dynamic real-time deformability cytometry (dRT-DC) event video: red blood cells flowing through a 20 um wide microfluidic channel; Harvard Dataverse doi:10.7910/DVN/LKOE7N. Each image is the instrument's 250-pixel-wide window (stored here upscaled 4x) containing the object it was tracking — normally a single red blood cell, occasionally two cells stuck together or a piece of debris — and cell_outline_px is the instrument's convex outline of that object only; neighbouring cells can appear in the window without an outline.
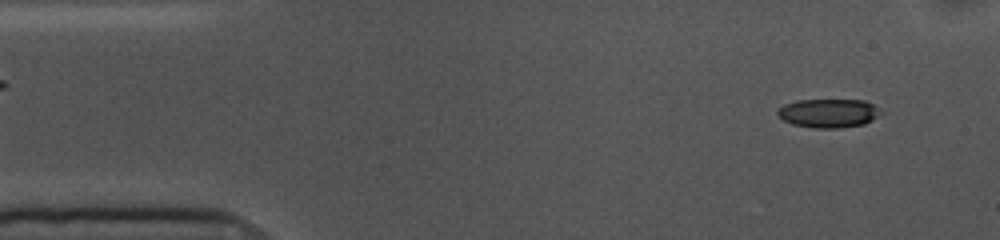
{"species": "common noctule bat (a hibernating species)", "species_latin": "Nyctalus noctula", "temperature_condition": "cold", "stored_images_in_passage": 54, "camera_frame_rate_fps": 3000, "um_per_image_px": 0.085, "animal": {"sex": "female", "body_mass_g": 10.0, "forearm_length_mm": 53.1}, "frame": {"image": 1, "passage_image": 4, "time_ms": 1.0, "image_size_px": [1000, 240], "cell_outline_px": [[884, 112], [872, 120], [864, 124], [840, 128], [816, 128], [792, 124], [784, 120], [776, 112], [784, 104], [796, 100], [864, 100], [880, 108]], "centroid_in_image_um": [70.46, 9.61], "position_along_channel_um": 14.5, "area_um2": 17.34}}
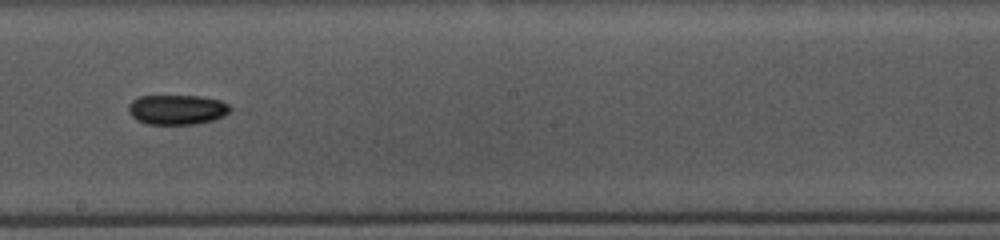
{"frame": {"image": 2, "passage_image": 29, "time_ms": 9.333, "image_size_px": [1000, 240], "cell_outline_px": [[232, 108], [224, 116], [212, 120], [196, 124], [148, 124], [136, 120], [128, 112], [128, 104], [132, 100], [140, 96], [200, 96], [220, 100], [228, 104]], "centroid_in_image_um": [15.03, 9.32], "position_along_channel_um": 233.2, "area_um2": 17.74}}
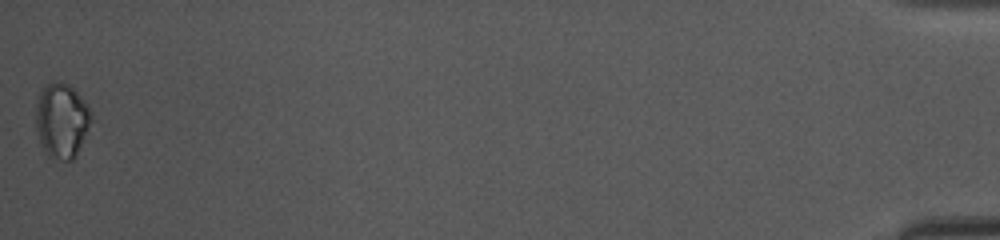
{"frame": {"image": 3, "passage_image": 54, "time_ms": 17.667, "image_size_px": [1000, 240], "cell_outline_px": [[92, 120], [76, 156], [72, 160], [52, 160], [48, 156], [40, 144], [36, 128], [36, 108], [40, 92], [48, 84], [56, 80], [68, 84], [88, 104], [92, 112]], "centroid_in_image_um": [5.25, 10.27], "position_along_channel_um": 429.9, "area_um2": 24.28}, "authors_computed_cell_mechanics": {"area_um2": 17.7157, "velocity_mm_per_s": 3.6021, "shape_relaxation_time_tau1_ms": 1.6509, "shape_relaxation_time_tau2_ms": null, "deformation_change_tau1": 0.0792, "deformation_change_tau2": null}}